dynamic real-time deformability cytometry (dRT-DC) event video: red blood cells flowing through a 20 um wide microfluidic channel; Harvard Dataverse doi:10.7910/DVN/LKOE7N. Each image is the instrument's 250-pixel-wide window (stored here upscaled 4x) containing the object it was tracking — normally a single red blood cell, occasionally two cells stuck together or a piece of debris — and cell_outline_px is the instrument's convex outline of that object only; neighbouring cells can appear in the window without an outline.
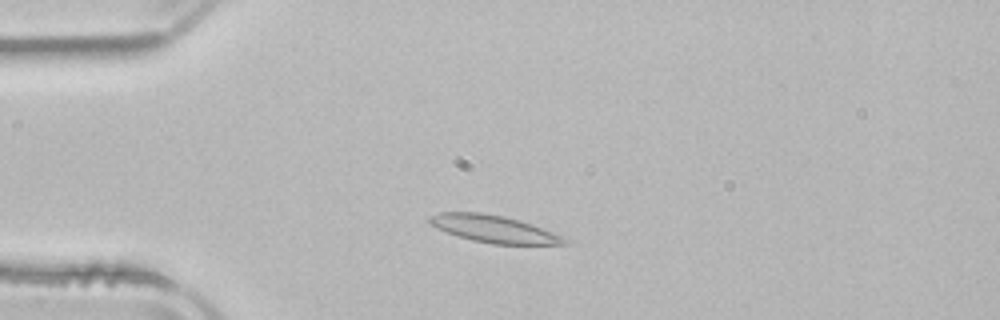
{"species": "common noctule bat (a hibernating species)", "species_latin": "Nyctalus noctula", "temperature_condition": "room temperature", "stored_images_in_passage": 2, "camera_frame_rate_fps": 3000, "um_per_image_px": 0.085, "animal": {"sex": "male", "body_mass_g": 21.5, "forearm_length_mm": 52.0}, "frame": {"image": 1, "passage_image": 2, "time_ms": 1.667, "image_size_px": [1000, 320], "cell_outline_px": [[572, 240], [568, 244], [492, 244], [472, 240], [436, 228], [428, 220], [428, 216], [440, 212], [480, 212], [504, 216], [520, 220], [532, 224]], "centroid_in_image_um": [42.0, 19.45], "position_along_channel_um": 43.0, "area_um2": 21.33}}